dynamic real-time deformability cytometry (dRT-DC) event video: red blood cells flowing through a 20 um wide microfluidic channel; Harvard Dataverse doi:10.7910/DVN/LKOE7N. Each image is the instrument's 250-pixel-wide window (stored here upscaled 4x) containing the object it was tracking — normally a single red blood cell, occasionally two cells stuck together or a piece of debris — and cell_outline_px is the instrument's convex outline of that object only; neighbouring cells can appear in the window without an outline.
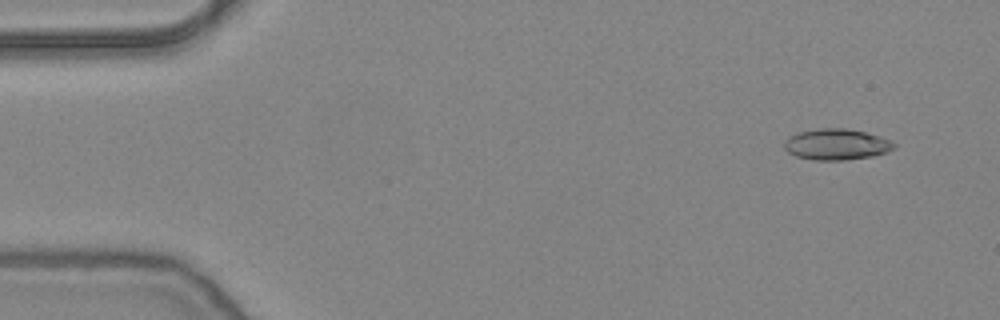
{"species": "common noctule bat (a hibernating species)", "species_latin": "Nyctalus noctula", "temperature_condition": "warm", "stored_images_in_passage": 12, "camera_frame_rate_fps": 3000, "um_per_image_px": 0.085, "animal": {"sex": "female", "body_mass_g": 24.6, "forearm_length_mm": 56.2}, "frame": {"image": 1, "passage_image": 4, "time_ms": 1.0, "image_size_px": [1000, 320], "cell_outline_px": [[896, 148], [872, 156], [844, 160], [812, 160], [796, 156], [788, 152], [784, 148], [784, 140], [788, 136], [800, 132], [820, 128], [844, 128], [864, 132], [880, 136], [896, 144]], "centroid_in_image_um": [71.07, 12.27], "position_along_channel_um": 13.9, "area_um2": 19.77}}